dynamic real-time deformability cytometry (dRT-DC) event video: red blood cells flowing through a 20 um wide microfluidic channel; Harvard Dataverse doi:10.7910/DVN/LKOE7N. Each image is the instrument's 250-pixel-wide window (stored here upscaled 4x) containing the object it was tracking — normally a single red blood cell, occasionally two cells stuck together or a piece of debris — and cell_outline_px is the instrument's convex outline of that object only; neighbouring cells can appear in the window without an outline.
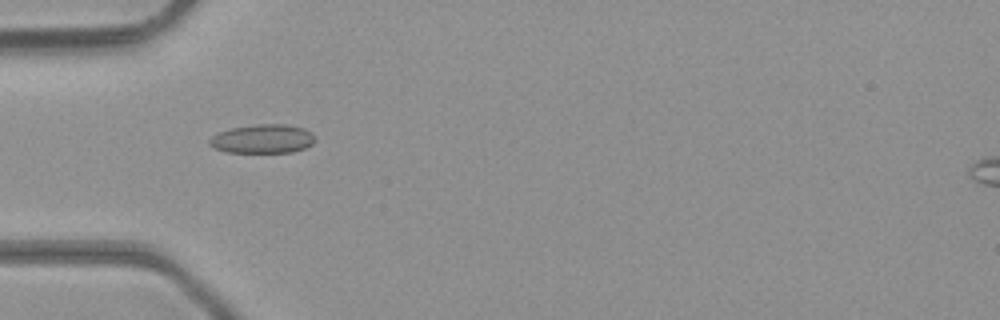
{"species": "common noctule bat (a hibernating species)", "species_latin": "Nyctalus noctula", "temperature_condition": "room temperature", "stored_images_in_passage": 5, "camera_frame_rate_fps": 3000, "um_per_image_px": 0.085, "animal": {"sex": "male", "body_mass_g": 23.1, "forearm_length_mm": 52.7}, "frame": {"image": 1, "passage_image": 4, "time_ms": 1.0, "image_size_px": [1000, 320], "cell_outline_px": [[316, 140], [312, 144], [304, 148], [292, 152], [228, 152], [212, 148], [208, 144], [208, 140], [212, 136], [220, 132], [232, 128], [256, 124], [288, 124], [304, 128], [312, 132], [316, 136]], "centroid_in_image_um": [22.35, 11.8], "position_along_channel_um": 62.7, "area_um2": 17.92}}
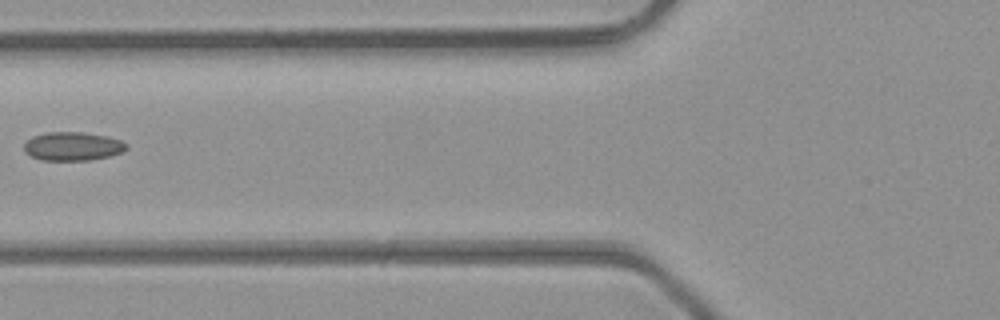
{"frame": {"image": 2, "passage_image": 5, "time_ms": 1.333, "image_size_px": [1000, 320], "cell_outline_px": [[128, 148], [124, 152], [108, 156], [88, 160], [40, 160], [24, 152], [24, 144], [32, 136], [48, 132], [84, 132], [108, 136], [120, 140], [128, 144]], "centroid_in_image_um": [6.2, 12.43], "position_along_channel_um": 119.6, "area_um2": 17.17}}